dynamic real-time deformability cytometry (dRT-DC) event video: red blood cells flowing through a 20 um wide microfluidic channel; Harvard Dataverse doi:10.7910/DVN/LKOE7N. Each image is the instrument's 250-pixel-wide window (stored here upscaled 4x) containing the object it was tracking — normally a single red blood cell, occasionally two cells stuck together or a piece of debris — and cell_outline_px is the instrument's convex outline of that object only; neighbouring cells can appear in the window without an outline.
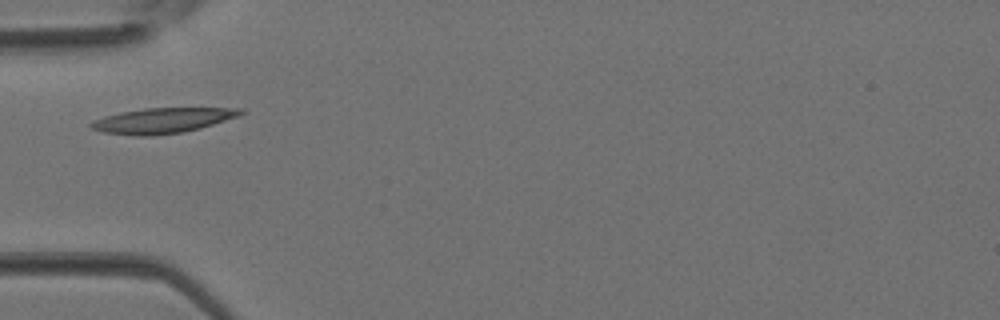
{"species": "Egyptian fruit bat (a non-hibernating species)", "species_latin": "Rousettus aegyptiacus", "temperature_condition": "room temperature", "stored_images_in_passage": 1, "camera_frame_rate_fps": 3000, "um_per_image_px": 0.085, "animal": {"sex": "female"}, "frame": {"image": 1, "passage_image": 1, "time_ms": 0.0, "image_size_px": [1000, 320], "cell_outline_px": [[244, 112], [240, 116], [200, 128], [180, 132], [152, 136], [136, 136], [104, 132], [92, 128], [88, 124], [104, 116], [120, 112], [144, 108], [244, 108]], "centroid_in_image_um": [13.83, 10.24], "position_along_channel_um": 71.2, "area_um2": 21.91}}